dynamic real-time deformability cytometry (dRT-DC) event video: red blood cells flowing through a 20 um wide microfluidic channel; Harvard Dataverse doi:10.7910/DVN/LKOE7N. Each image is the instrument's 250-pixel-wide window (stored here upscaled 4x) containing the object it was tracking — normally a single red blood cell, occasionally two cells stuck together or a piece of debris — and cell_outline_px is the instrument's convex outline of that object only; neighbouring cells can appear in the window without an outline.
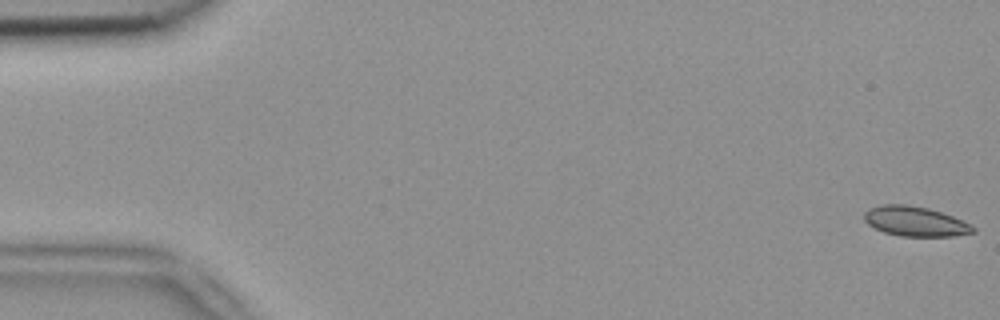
{"species": "common noctule bat (a hibernating species)", "species_latin": "Nyctalus noctula", "temperature_condition": "room temperature", "stored_images_in_passage": 5, "camera_frame_rate_fps": 3000, "um_per_image_px": 0.085, "animal": {"sex": "female", "body_mass_g": 18.4}, "frame": {"image": 1, "passage_image": 1, "time_ms": 0.0, "image_size_px": [1000, 320], "cell_outline_px": [[976, 232], [952, 236], [900, 236], [884, 232], [868, 224], [864, 220], [864, 212], [868, 208], [880, 204], [908, 204], [928, 208], [952, 216], [976, 228]], "centroid_in_image_um": [77.75, 18.8], "position_along_channel_um": 7.3, "area_um2": 18.84}}
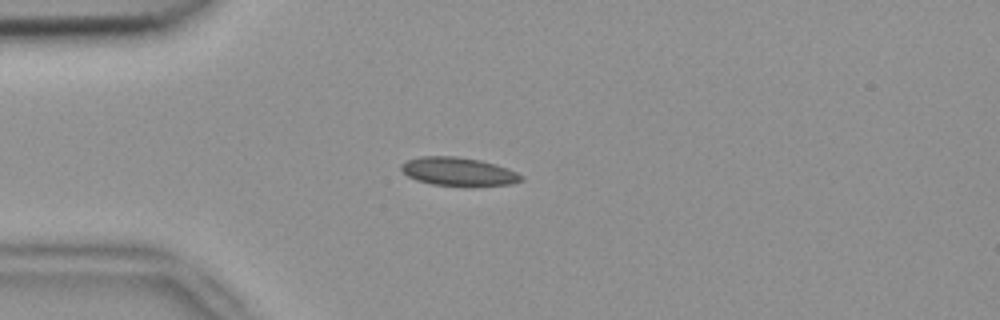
{"frame": {"image": 2, "passage_image": 5, "time_ms": 1.333, "image_size_px": [1000, 320], "cell_outline_px": [[524, 180], [512, 184], [432, 184], [416, 180], [408, 176], [400, 168], [400, 164], [408, 160], [420, 156], [456, 156], [480, 160], [496, 164], [508, 168], [524, 176]], "centroid_in_image_um": [38.95, 14.55], "position_along_channel_um": 46.0, "area_um2": 19.36}}